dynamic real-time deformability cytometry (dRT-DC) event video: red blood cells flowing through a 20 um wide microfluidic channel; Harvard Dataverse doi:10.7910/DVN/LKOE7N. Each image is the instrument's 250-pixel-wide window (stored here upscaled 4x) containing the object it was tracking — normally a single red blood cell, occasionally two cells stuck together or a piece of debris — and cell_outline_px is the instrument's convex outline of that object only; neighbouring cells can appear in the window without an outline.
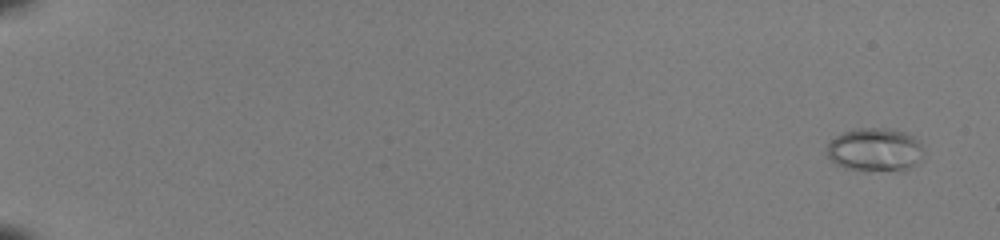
{"species": "common noctule bat (a hibernating species)", "species_latin": "Nyctalus noctula", "temperature_condition": "room temperature", "stored_images_in_passage": 53, "camera_frame_rate_fps": 3000, "um_per_image_px": 0.085, "animal": {"sex": "female", "body_mass_g": 22.0, "forearm_length_mm": 56.7}, "frame": {"image": 1, "passage_image": 3, "time_ms": 0.667, "image_size_px": [1000, 240], "cell_outline_px": [[924, 152], [920, 160], [916, 164], [904, 172], [864, 172], [844, 168], [836, 164], [828, 156], [828, 144], [836, 136], [852, 128], [888, 128], [904, 132], [912, 136], [920, 144]], "centroid_in_image_um": [74.39, 12.78], "position_along_channel_um": 10.6, "area_um2": 25.09}}
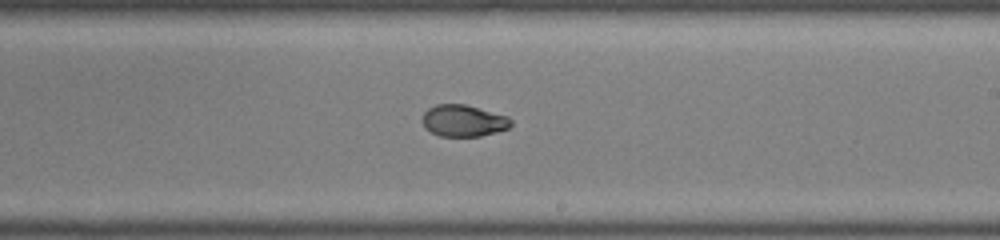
{"frame": {"image": 2, "passage_image": 35, "time_ms": 11.333, "image_size_px": [1000, 240], "cell_outline_px": [[512, 124], [508, 128], [496, 132], [480, 136], [440, 136], [424, 128], [420, 120], [424, 112], [428, 108], [436, 104], [464, 104], [508, 116], [512, 120]], "centroid_in_image_um": [39.36, 10.26], "position_along_channel_um": 249.6, "area_um2": 16.47}}
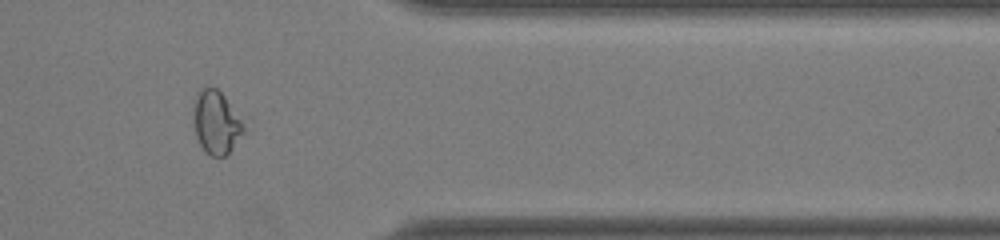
{"frame": {"image": 3, "passage_image": 46, "time_ms": 15.0, "image_size_px": [1000, 240], "cell_outline_px": [[244, 132], [232, 148], [224, 156], [212, 156], [200, 144], [196, 136], [192, 124], [192, 100], [200, 88], [204, 84], [208, 84], [216, 88], [224, 96], [240, 120], [244, 128]], "centroid_in_image_um": [18.28, 10.33], "position_along_channel_um": 393.1, "area_um2": 18.55}, "authors_computed_cell_mechanics": {"area_um2": 18.5538, "velocity_mm_per_s": 4.0904, "shape_relaxation_time_tau1_ms": null, "shape_relaxation_time_tau2_ms": 1.3126, "deformation_change_tau1": null, "deformation_change_tau2": 0.0458}}